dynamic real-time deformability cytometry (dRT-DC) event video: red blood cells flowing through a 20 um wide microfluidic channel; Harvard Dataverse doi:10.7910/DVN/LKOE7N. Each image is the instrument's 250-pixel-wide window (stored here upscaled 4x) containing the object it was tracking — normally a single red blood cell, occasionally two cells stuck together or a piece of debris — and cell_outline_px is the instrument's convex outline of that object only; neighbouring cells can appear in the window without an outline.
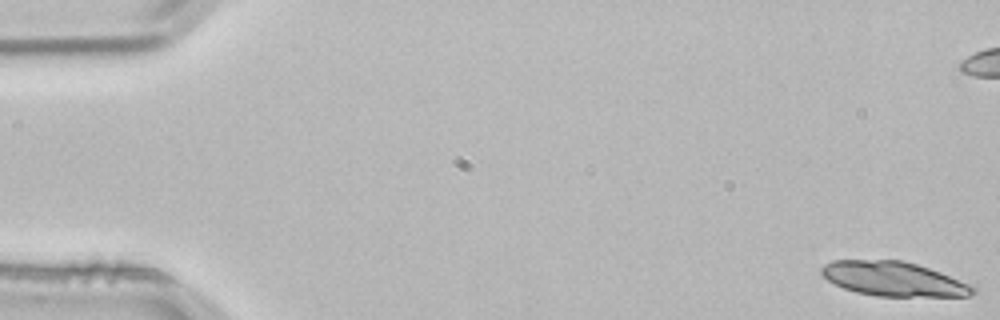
{"species": "common noctule bat (a hibernating species)", "species_latin": "Nyctalus noctula", "temperature_condition": "room temperature", "stored_images_in_passage": 5, "camera_frame_rate_fps": 3000, "um_per_image_px": 0.085, "animal": {"sex": "male", "body_mass_g": 21.5, "forearm_length_mm": 52.0}, "frame": {"image": 1, "passage_image": 1, "time_ms": 0.0, "image_size_px": [1000, 320], "cell_outline_px": [[976, 292], [972, 296], [876, 296], [856, 292], [844, 288], [820, 276], [820, 268], [824, 264], [832, 260], [900, 260], [916, 264], [940, 272], [968, 284], [976, 288]], "centroid_in_image_um": [75.9, 23.71], "position_along_channel_um": 9.1, "area_um2": 30.23}}